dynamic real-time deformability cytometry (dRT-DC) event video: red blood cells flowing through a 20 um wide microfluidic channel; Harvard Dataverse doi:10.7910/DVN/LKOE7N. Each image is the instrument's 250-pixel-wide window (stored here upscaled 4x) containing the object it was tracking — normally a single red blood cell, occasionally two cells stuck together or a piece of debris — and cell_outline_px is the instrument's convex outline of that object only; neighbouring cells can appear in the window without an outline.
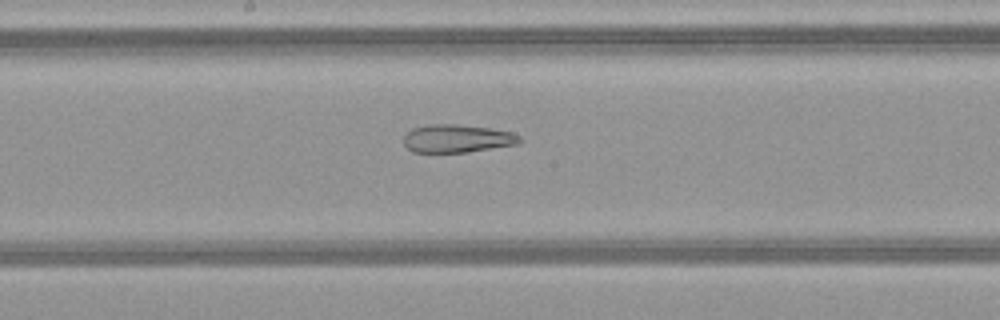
{"species": "common noctule bat (a hibernating species)", "species_latin": "Nyctalus noctula", "temperature_condition": "warm", "stored_images_in_passage": 34, "camera_frame_rate_fps": 3000, "um_per_image_px": 0.085, "animal": {"sex": "female", "body_mass_g": 21.9}, "frame": {"image": 1, "passage_image": 11, "time_ms": 3.333, "image_size_px": [1000, 320], "cell_outline_px": [[524, 140], [520, 144], [468, 152], [412, 152], [404, 144], [404, 136], [412, 128], [428, 124], [460, 124], [492, 128], [512, 132], [520, 136]], "centroid_in_image_um": [38.91, 11.77], "position_along_channel_um": 209.3, "area_um2": 19.25}}
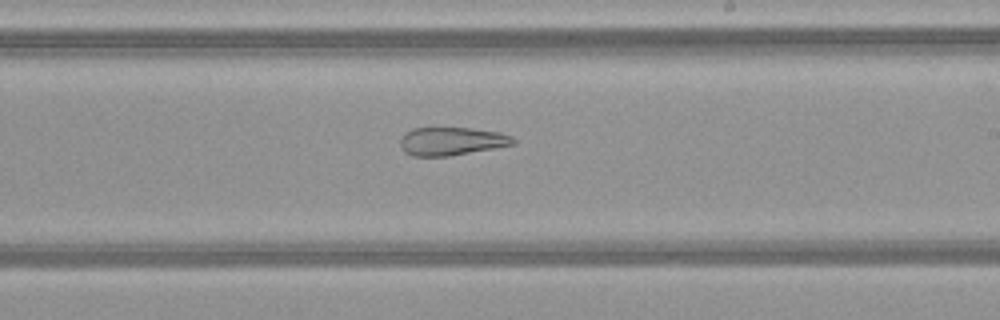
{"frame": {"image": 2, "passage_image": 14, "time_ms": 4.333, "image_size_px": [1000, 320], "cell_outline_px": [[516, 144], [448, 156], [412, 156], [404, 152], [400, 148], [400, 140], [404, 132], [412, 128], [472, 128], [500, 132], [512, 136], [516, 140]], "centroid_in_image_um": [38.36, 12.0], "position_along_channel_um": 250.6, "area_um2": 18.67}}
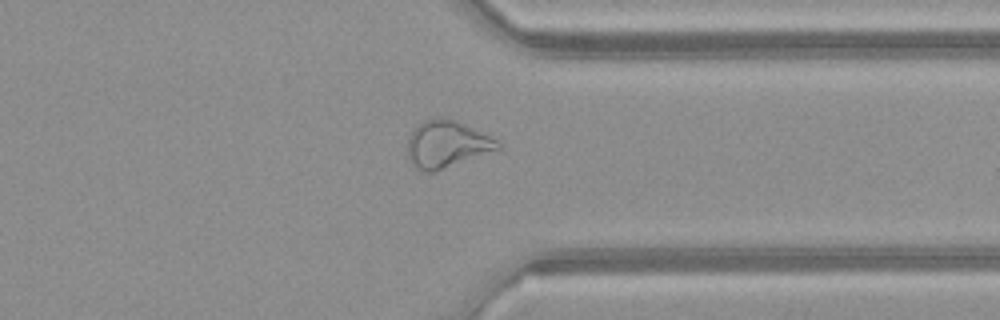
{"frame": {"image": 3, "passage_image": 23, "time_ms": 7.333, "image_size_px": [1000, 320], "cell_outline_px": [[504, 148], [432, 172], [424, 172], [416, 168], [412, 164], [408, 156], [408, 140], [412, 132], [424, 120], [440, 116], [456, 120], [504, 144]], "centroid_in_image_um": [37.99, 12.26], "position_along_channel_um": 373.4, "area_um2": 24.51}, "authors_computed_cell_mechanics": {"area_um2": 22.1952, "velocity_mm_per_s": 4.1399, "shape_relaxation_time_tau1_ms": null, "shape_relaxation_time_tau2_ms": 2.6886, "deformation_change_tau1": null, "deformation_change_tau2": 0.1239}}